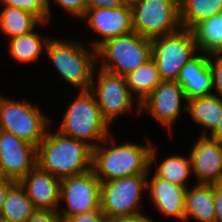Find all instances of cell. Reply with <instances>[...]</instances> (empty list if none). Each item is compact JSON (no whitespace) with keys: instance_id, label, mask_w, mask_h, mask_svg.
Returning a JSON list of instances; mask_svg holds the SVG:
<instances>
[{"instance_id":"cell-21","label":"cell","mask_w":222,"mask_h":222,"mask_svg":"<svg viewBox=\"0 0 222 222\" xmlns=\"http://www.w3.org/2000/svg\"><path fill=\"white\" fill-rule=\"evenodd\" d=\"M188 112L198 126H203L210 133L214 130L222 117V98L211 94L190 98L186 101Z\"/></svg>"},{"instance_id":"cell-30","label":"cell","mask_w":222,"mask_h":222,"mask_svg":"<svg viewBox=\"0 0 222 222\" xmlns=\"http://www.w3.org/2000/svg\"><path fill=\"white\" fill-rule=\"evenodd\" d=\"M213 58V59H211ZM209 68L212 73L213 94L222 98V53L209 54Z\"/></svg>"},{"instance_id":"cell-3","label":"cell","mask_w":222,"mask_h":222,"mask_svg":"<svg viewBox=\"0 0 222 222\" xmlns=\"http://www.w3.org/2000/svg\"><path fill=\"white\" fill-rule=\"evenodd\" d=\"M85 44L77 40L54 39L48 42L44 52L50 57L56 71L62 78L80 88L79 91L91 90L95 68L98 66L97 52L89 51Z\"/></svg>"},{"instance_id":"cell-12","label":"cell","mask_w":222,"mask_h":222,"mask_svg":"<svg viewBox=\"0 0 222 222\" xmlns=\"http://www.w3.org/2000/svg\"><path fill=\"white\" fill-rule=\"evenodd\" d=\"M187 99L184 89L177 81H161L151 94L140 104V111L147 112L155 119L161 126L167 128L170 134L172 127L177 122L181 111H186ZM182 106L184 108H182Z\"/></svg>"},{"instance_id":"cell-27","label":"cell","mask_w":222,"mask_h":222,"mask_svg":"<svg viewBox=\"0 0 222 222\" xmlns=\"http://www.w3.org/2000/svg\"><path fill=\"white\" fill-rule=\"evenodd\" d=\"M179 7L182 28L192 30L204 19L221 13L222 0H182Z\"/></svg>"},{"instance_id":"cell-31","label":"cell","mask_w":222,"mask_h":222,"mask_svg":"<svg viewBox=\"0 0 222 222\" xmlns=\"http://www.w3.org/2000/svg\"><path fill=\"white\" fill-rule=\"evenodd\" d=\"M62 222H108V218L99 208L95 211L80 213L67 217Z\"/></svg>"},{"instance_id":"cell-29","label":"cell","mask_w":222,"mask_h":222,"mask_svg":"<svg viewBox=\"0 0 222 222\" xmlns=\"http://www.w3.org/2000/svg\"><path fill=\"white\" fill-rule=\"evenodd\" d=\"M47 1V7H48V13H49V21L52 18V14H51V1L50 0H46ZM57 5H59V7L63 8L66 13H68L69 15L75 16L78 19L82 18L85 14V12L87 11V6L85 3V0H54Z\"/></svg>"},{"instance_id":"cell-33","label":"cell","mask_w":222,"mask_h":222,"mask_svg":"<svg viewBox=\"0 0 222 222\" xmlns=\"http://www.w3.org/2000/svg\"><path fill=\"white\" fill-rule=\"evenodd\" d=\"M87 9L117 8L125 3V0H85Z\"/></svg>"},{"instance_id":"cell-39","label":"cell","mask_w":222,"mask_h":222,"mask_svg":"<svg viewBox=\"0 0 222 222\" xmlns=\"http://www.w3.org/2000/svg\"><path fill=\"white\" fill-rule=\"evenodd\" d=\"M0 222H9V221L0 217Z\"/></svg>"},{"instance_id":"cell-28","label":"cell","mask_w":222,"mask_h":222,"mask_svg":"<svg viewBox=\"0 0 222 222\" xmlns=\"http://www.w3.org/2000/svg\"><path fill=\"white\" fill-rule=\"evenodd\" d=\"M16 7L35 15L41 22L49 24V13L46 0H0V4Z\"/></svg>"},{"instance_id":"cell-36","label":"cell","mask_w":222,"mask_h":222,"mask_svg":"<svg viewBox=\"0 0 222 222\" xmlns=\"http://www.w3.org/2000/svg\"><path fill=\"white\" fill-rule=\"evenodd\" d=\"M15 183H16L15 180L5 177L2 180H0V217L3 208V203L6 198V194Z\"/></svg>"},{"instance_id":"cell-35","label":"cell","mask_w":222,"mask_h":222,"mask_svg":"<svg viewBox=\"0 0 222 222\" xmlns=\"http://www.w3.org/2000/svg\"><path fill=\"white\" fill-rule=\"evenodd\" d=\"M108 222H155L143 213L128 216H119L108 219Z\"/></svg>"},{"instance_id":"cell-4","label":"cell","mask_w":222,"mask_h":222,"mask_svg":"<svg viewBox=\"0 0 222 222\" xmlns=\"http://www.w3.org/2000/svg\"><path fill=\"white\" fill-rule=\"evenodd\" d=\"M72 102L67 107L57 131L67 137L85 142L93 149L110 135V126L103 119L91 90L80 91Z\"/></svg>"},{"instance_id":"cell-19","label":"cell","mask_w":222,"mask_h":222,"mask_svg":"<svg viewBox=\"0 0 222 222\" xmlns=\"http://www.w3.org/2000/svg\"><path fill=\"white\" fill-rule=\"evenodd\" d=\"M190 217L199 222H215L214 184L196 183L186 189L185 222Z\"/></svg>"},{"instance_id":"cell-8","label":"cell","mask_w":222,"mask_h":222,"mask_svg":"<svg viewBox=\"0 0 222 222\" xmlns=\"http://www.w3.org/2000/svg\"><path fill=\"white\" fill-rule=\"evenodd\" d=\"M151 46L152 59L162 81H177L183 66L199 52L193 31L184 28L151 39Z\"/></svg>"},{"instance_id":"cell-37","label":"cell","mask_w":222,"mask_h":222,"mask_svg":"<svg viewBox=\"0 0 222 222\" xmlns=\"http://www.w3.org/2000/svg\"><path fill=\"white\" fill-rule=\"evenodd\" d=\"M207 136L213 140L218 141L219 143H222V117L214 130L211 133L207 134Z\"/></svg>"},{"instance_id":"cell-13","label":"cell","mask_w":222,"mask_h":222,"mask_svg":"<svg viewBox=\"0 0 222 222\" xmlns=\"http://www.w3.org/2000/svg\"><path fill=\"white\" fill-rule=\"evenodd\" d=\"M37 165V147L0 130V169L5 178L19 182Z\"/></svg>"},{"instance_id":"cell-9","label":"cell","mask_w":222,"mask_h":222,"mask_svg":"<svg viewBox=\"0 0 222 222\" xmlns=\"http://www.w3.org/2000/svg\"><path fill=\"white\" fill-rule=\"evenodd\" d=\"M148 175H134L100 183V209L108 218L140 214Z\"/></svg>"},{"instance_id":"cell-22","label":"cell","mask_w":222,"mask_h":222,"mask_svg":"<svg viewBox=\"0 0 222 222\" xmlns=\"http://www.w3.org/2000/svg\"><path fill=\"white\" fill-rule=\"evenodd\" d=\"M130 93L141 104L162 81L156 63L151 58L125 75ZM135 94V95H134Z\"/></svg>"},{"instance_id":"cell-7","label":"cell","mask_w":222,"mask_h":222,"mask_svg":"<svg viewBox=\"0 0 222 222\" xmlns=\"http://www.w3.org/2000/svg\"><path fill=\"white\" fill-rule=\"evenodd\" d=\"M50 122L47 115L28 101L0 95V130L12 133L36 147L44 139Z\"/></svg>"},{"instance_id":"cell-17","label":"cell","mask_w":222,"mask_h":222,"mask_svg":"<svg viewBox=\"0 0 222 222\" xmlns=\"http://www.w3.org/2000/svg\"><path fill=\"white\" fill-rule=\"evenodd\" d=\"M186 189L170 183L159 176L147 177V189L151 203L160 212L169 217H177L185 221V194Z\"/></svg>"},{"instance_id":"cell-20","label":"cell","mask_w":222,"mask_h":222,"mask_svg":"<svg viewBox=\"0 0 222 222\" xmlns=\"http://www.w3.org/2000/svg\"><path fill=\"white\" fill-rule=\"evenodd\" d=\"M156 151L157 150L154 145L151 147L149 153V167H152L153 163L156 164V170L154 174L165 180H168L174 185L188 188L186 185V180H188L189 176L193 174L190 156L187 158L184 156H177L176 154L174 156H167V158L163 159L159 164L156 160Z\"/></svg>"},{"instance_id":"cell-6","label":"cell","mask_w":222,"mask_h":222,"mask_svg":"<svg viewBox=\"0 0 222 222\" xmlns=\"http://www.w3.org/2000/svg\"><path fill=\"white\" fill-rule=\"evenodd\" d=\"M133 31L153 39L182 28L177 0H133L130 2Z\"/></svg>"},{"instance_id":"cell-25","label":"cell","mask_w":222,"mask_h":222,"mask_svg":"<svg viewBox=\"0 0 222 222\" xmlns=\"http://www.w3.org/2000/svg\"><path fill=\"white\" fill-rule=\"evenodd\" d=\"M192 31L198 51L207 54L222 53V12L204 19Z\"/></svg>"},{"instance_id":"cell-15","label":"cell","mask_w":222,"mask_h":222,"mask_svg":"<svg viewBox=\"0 0 222 222\" xmlns=\"http://www.w3.org/2000/svg\"><path fill=\"white\" fill-rule=\"evenodd\" d=\"M193 145L189 156L196 183H222V143L203 131Z\"/></svg>"},{"instance_id":"cell-24","label":"cell","mask_w":222,"mask_h":222,"mask_svg":"<svg viewBox=\"0 0 222 222\" xmlns=\"http://www.w3.org/2000/svg\"><path fill=\"white\" fill-rule=\"evenodd\" d=\"M0 13V31L11 39L30 33L38 25L47 24L41 22L35 15L25 10L4 6Z\"/></svg>"},{"instance_id":"cell-10","label":"cell","mask_w":222,"mask_h":222,"mask_svg":"<svg viewBox=\"0 0 222 222\" xmlns=\"http://www.w3.org/2000/svg\"><path fill=\"white\" fill-rule=\"evenodd\" d=\"M97 70V72H96ZM99 70V72H98ZM98 75L95 79L96 74ZM91 91L94 93L103 119L111 125L118 116L128 114L134 108L141 113L140 104L131 95L125 76L95 68ZM138 108V109H137Z\"/></svg>"},{"instance_id":"cell-34","label":"cell","mask_w":222,"mask_h":222,"mask_svg":"<svg viewBox=\"0 0 222 222\" xmlns=\"http://www.w3.org/2000/svg\"><path fill=\"white\" fill-rule=\"evenodd\" d=\"M215 222H222V183L214 184Z\"/></svg>"},{"instance_id":"cell-2","label":"cell","mask_w":222,"mask_h":222,"mask_svg":"<svg viewBox=\"0 0 222 222\" xmlns=\"http://www.w3.org/2000/svg\"><path fill=\"white\" fill-rule=\"evenodd\" d=\"M37 164L60 179L92 169V148L85 142L47 130L37 147Z\"/></svg>"},{"instance_id":"cell-26","label":"cell","mask_w":222,"mask_h":222,"mask_svg":"<svg viewBox=\"0 0 222 222\" xmlns=\"http://www.w3.org/2000/svg\"><path fill=\"white\" fill-rule=\"evenodd\" d=\"M36 210L24 188L16 182L6 194L1 218L9 222H26Z\"/></svg>"},{"instance_id":"cell-18","label":"cell","mask_w":222,"mask_h":222,"mask_svg":"<svg viewBox=\"0 0 222 222\" xmlns=\"http://www.w3.org/2000/svg\"><path fill=\"white\" fill-rule=\"evenodd\" d=\"M208 63L209 54L199 51L180 70L177 82L184 89L187 100L213 94L212 73Z\"/></svg>"},{"instance_id":"cell-23","label":"cell","mask_w":222,"mask_h":222,"mask_svg":"<svg viewBox=\"0 0 222 222\" xmlns=\"http://www.w3.org/2000/svg\"><path fill=\"white\" fill-rule=\"evenodd\" d=\"M50 39L49 36L36 33L35 29L30 33L7 39L10 55L21 63L37 61L41 53L46 51Z\"/></svg>"},{"instance_id":"cell-32","label":"cell","mask_w":222,"mask_h":222,"mask_svg":"<svg viewBox=\"0 0 222 222\" xmlns=\"http://www.w3.org/2000/svg\"><path fill=\"white\" fill-rule=\"evenodd\" d=\"M26 222H62L58 211L37 209Z\"/></svg>"},{"instance_id":"cell-38","label":"cell","mask_w":222,"mask_h":222,"mask_svg":"<svg viewBox=\"0 0 222 222\" xmlns=\"http://www.w3.org/2000/svg\"><path fill=\"white\" fill-rule=\"evenodd\" d=\"M4 178L2 172H1V169H0V180H2Z\"/></svg>"},{"instance_id":"cell-5","label":"cell","mask_w":222,"mask_h":222,"mask_svg":"<svg viewBox=\"0 0 222 222\" xmlns=\"http://www.w3.org/2000/svg\"><path fill=\"white\" fill-rule=\"evenodd\" d=\"M96 52L98 68L125 76L152 58L151 39L132 31L105 41Z\"/></svg>"},{"instance_id":"cell-11","label":"cell","mask_w":222,"mask_h":222,"mask_svg":"<svg viewBox=\"0 0 222 222\" xmlns=\"http://www.w3.org/2000/svg\"><path fill=\"white\" fill-rule=\"evenodd\" d=\"M100 180L91 169L82 174L64 177L60 180V203L67 208H59L62 221L70 216L87 213L100 208Z\"/></svg>"},{"instance_id":"cell-16","label":"cell","mask_w":222,"mask_h":222,"mask_svg":"<svg viewBox=\"0 0 222 222\" xmlns=\"http://www.w3.org/2000/svg\"><path fill=\"white\" fill-rule=\"evenodd\" d=\"M60 180L37 164L19 181V184L24 188L36 209L58 211Z\"/></svg>"},{"instance_id":"cell-1","label":"cell","mask_w":222,"mask_h":222,"mask_svg":"<svg viewBox=\"0 0 222 222\" xmlns=\"http://www.w3.org/2000/svg\"><path fill=\"white\" fill-rule=\"evenodd\" d=\"M113 140L115 141L114 137L109 135L92 149V170L100 182L134 175H149V153L153 145L149 139L147 145L134 142L116 145ZM107 141L113 145L108 144L107 147ZM102 143L104 145H101Z\"/></svg>"},{"instance_id":"cell-14","label":"cell","mask_w":222,"mask_h":222,"mask_svg":"<svg viewBox=\"0 0 222 222\" xmlns=\"http://www.w3.org/2000/svg\"><path fill=\"white\" fill-rule=\"evenodd\" d=\"M81 19H86L89 28L101 36V39L93 41L91 49H97L105 41L133 31L130 2L117 8L87 9Z\"/></svg>"}]
</instances>
